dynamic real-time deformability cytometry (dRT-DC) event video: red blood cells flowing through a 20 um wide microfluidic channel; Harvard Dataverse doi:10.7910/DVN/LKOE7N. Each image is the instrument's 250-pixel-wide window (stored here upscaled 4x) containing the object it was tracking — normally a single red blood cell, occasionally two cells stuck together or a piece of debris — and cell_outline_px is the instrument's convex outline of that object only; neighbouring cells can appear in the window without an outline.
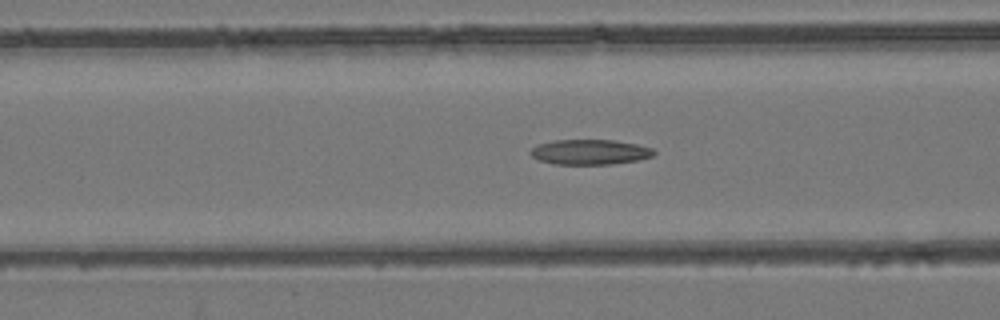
{"species": "common noctule bat (a hibernating species)", "species_latin": "Nyctalus noctula", "temperature_condition": "room temperature", "stored_images_in_passage": 53, "camera_frame_rate_fps": 3000, "um_per_image_px": 0.085, "animal": {"sex": "female", "body_mass_g": 24.6, "forearm_length_mm": 56.2}, "frame": {"image": 1, "passage_image": 21, "time_ms": 6.667, "image_size_px": [1000, 320], "cell_outline_px": [[656, 152], [652, 156], [636, 160], [612, 164], [552, 164], [540, 160], [532, 156], [528, 152], [536, 144], [556, 140], [612, 140], [636, 144], [652, 148]], "centroid_in_image_um": [50.1, 12.92], "position_along_channel_um": 116.5, "area_um2": 17.98}}
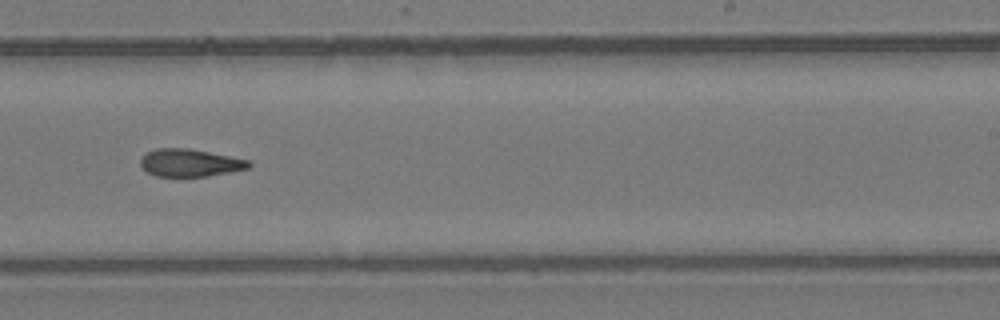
{"frame": {"image": 2, "passage_image": 33, "time_ms": 10.667, "image_size_px": [1000, 320], "cell_outline_px": [[252, 164], [248, 168], [208, 176], [156, 176], [148, 172], [140, 164], [140, 160], [148, 152], [156, 148], [188, 148], [248, 160]], "centroid_in_image_um": [16.13, 13.84], "position_along_channel_um": 272.9, "area_um2": 17.05}}
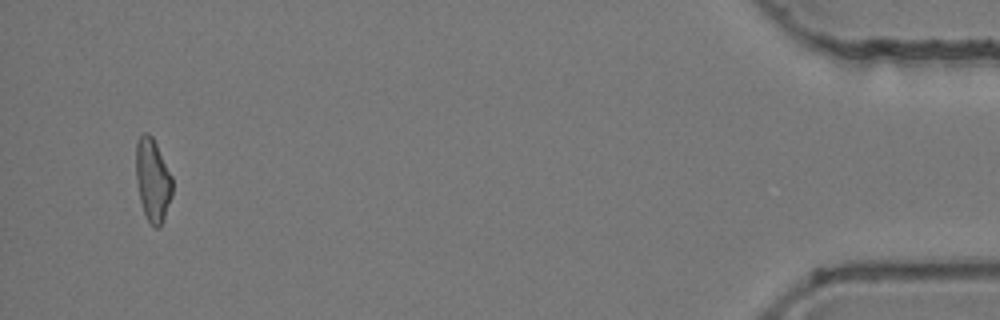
{"frame": {"image": 3, "passage_image": 51, "time_ms": 16.667, "image_size_px": [1000, 320], "cell_outline_px": [[172, 196], [160, 228], [156, 228], [148, 220], [144, 212], [140, 200], [136, 180], [136, 140], [144, 132], [148, 132], [152, 136], [172, 176]], "centroid_in_image_um": [12.97, 15.29], "position_along_channel_um": 422.2, "area_um2": 17.51}}